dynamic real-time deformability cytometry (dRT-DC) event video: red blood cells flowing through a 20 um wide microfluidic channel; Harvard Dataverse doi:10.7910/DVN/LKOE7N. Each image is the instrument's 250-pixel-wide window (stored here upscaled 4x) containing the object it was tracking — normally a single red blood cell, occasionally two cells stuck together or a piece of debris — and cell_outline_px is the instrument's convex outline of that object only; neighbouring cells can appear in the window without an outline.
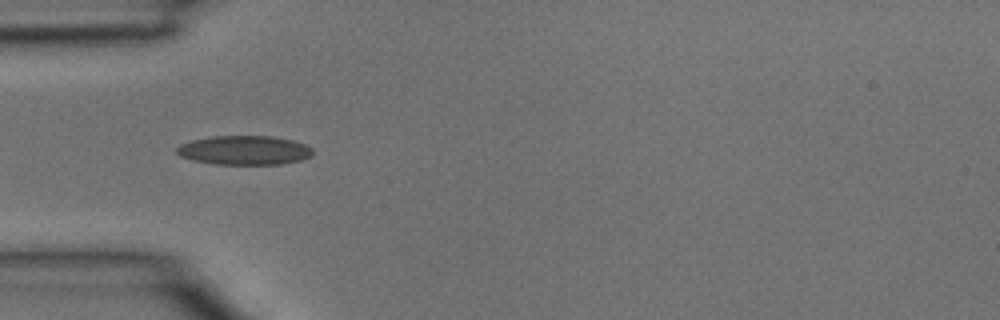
{"species": "common noctule bat (a hibernating species)", "species_latin": "Nyctalus noctula", "temperature_condition": "room temperature", "stored_images_in_passage": 29, "camera_frame_rate_fps": 3000, "um_per_image_px": 0.085, "animal": {"sex": "male", "body_mass_g": 15.6}, "frame": {"image": 1, "passage_image": 1, "time_ms": 0.0, "image_size_px": [1000, 320], "cell_outline_px": [[312, 156], [300, 160], [280, 164], [216, 164], [192, 160], [180, 156], [176, 152], [176, 148], [180, 144], [192, 140], [212, 136], [272, 136], [292, 140], [304, 144], [312, 148]], "centroid_in_image_um": [20.75, 12.77], "position_along_channel_um": 64.2, "area_um2": 23.06}}
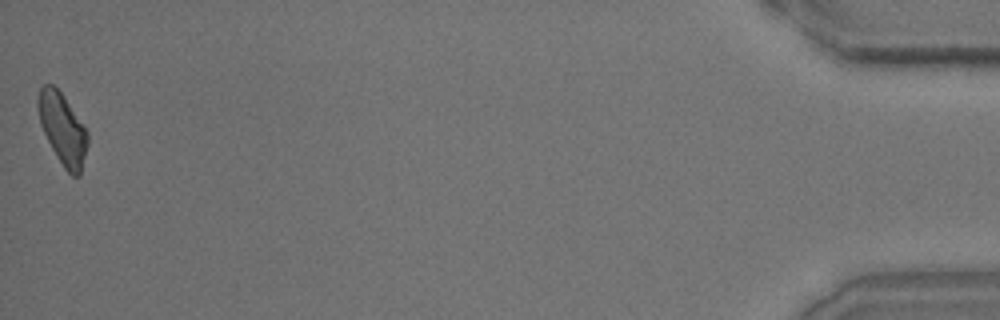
{"frame": {"image": 2, "passage_image": 29, "time_ms": 9.333, "image_size_px": [1000, 320], "cell_outline_px": [[88, 144], [80, 176], [72, 176], [64, 168], [56, 156], [40, 124], [36, 108], [36, 100], [40, 88], [44, 84], [52, 84], [64, 96], [88, 132]], "centroid_in_image_um": [5.3, 10.95], "position_along_channel_um": 429.9, "area_um2": 20.63}}